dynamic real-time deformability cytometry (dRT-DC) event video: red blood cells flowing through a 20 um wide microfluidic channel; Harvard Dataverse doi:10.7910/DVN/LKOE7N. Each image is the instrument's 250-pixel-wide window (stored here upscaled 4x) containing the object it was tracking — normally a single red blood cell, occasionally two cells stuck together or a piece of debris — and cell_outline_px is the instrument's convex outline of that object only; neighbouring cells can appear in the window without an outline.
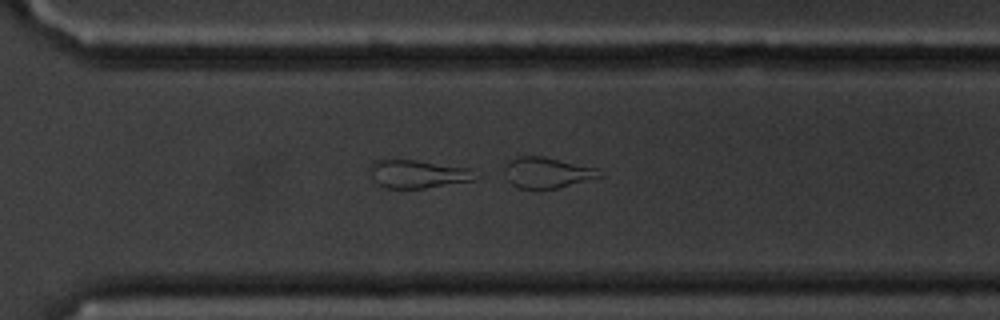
{"species": "common noctule bat (a hibernating species)", "species_latin": "Nyctalus noctula", "temperature_condition": "cold", "stored_images_in_passage": 45, "camera_frame_rate_fps": 3000, "um_per_image_px": 0.085, "animal": {"sex": "male", "body_mass_g": 20.1, "forearm_length_mm": 53.5}, "frame": {"image": 1, "passage_image": 28, "time_ms": 9.0, "image_size_px": [1000, 320], "cell_outline_px": [[480, 176], [476, 180], [424, 188], [384, 188], [372, 176], [368, 168], [376, 160], [416, 160], [468, 168]], "centroid_in_image_um": [35.55, 14.79], "position_along_channel_um": 335.0, "area_um2": 17.11}}